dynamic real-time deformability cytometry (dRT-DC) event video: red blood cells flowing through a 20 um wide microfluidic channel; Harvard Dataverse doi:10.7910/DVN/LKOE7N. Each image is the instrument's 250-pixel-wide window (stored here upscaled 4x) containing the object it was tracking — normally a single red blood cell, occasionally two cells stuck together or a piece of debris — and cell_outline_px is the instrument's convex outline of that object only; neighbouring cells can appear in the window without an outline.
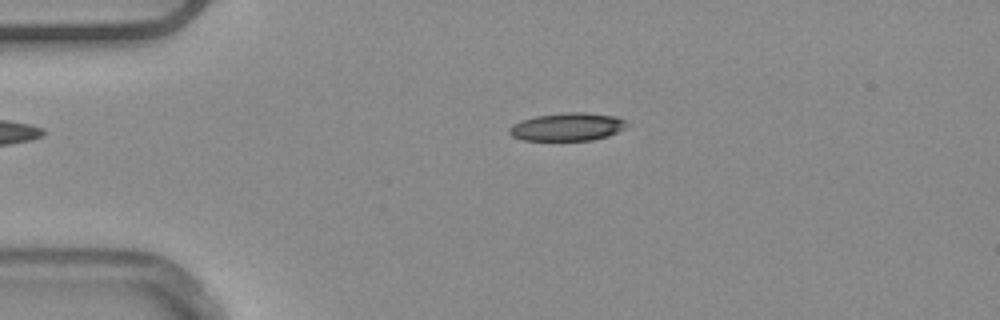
{"species": "common noctule bat (a hibernating species)", "species_latin": "Nyctalus noctula", "temperature_condition": "warm", "stored_images_in_passage": 41, "camera_frame_rate_fps": 3000, "um_per_image_px": 0.085, "animal": {"sex": "male", "body_mass_g": 20.4}, "frame": {"image": 1, "passage_image": 1, "time_ms": 0.0, "image_size_px": [1000, 320], "cell_outline_px": [[628, 124], [624, 128], [608, 136], [592, 140], [524, 140], [512, 136], [508, 132], [508, 128], [512, 124], [536, 116], [568, 112], [584, 112], [616, 116], [624, 120]], "centroid_in_image_um": [48.22, 10.78], "position_along_channel_um": 36.8, "area_um2": 19.02}}